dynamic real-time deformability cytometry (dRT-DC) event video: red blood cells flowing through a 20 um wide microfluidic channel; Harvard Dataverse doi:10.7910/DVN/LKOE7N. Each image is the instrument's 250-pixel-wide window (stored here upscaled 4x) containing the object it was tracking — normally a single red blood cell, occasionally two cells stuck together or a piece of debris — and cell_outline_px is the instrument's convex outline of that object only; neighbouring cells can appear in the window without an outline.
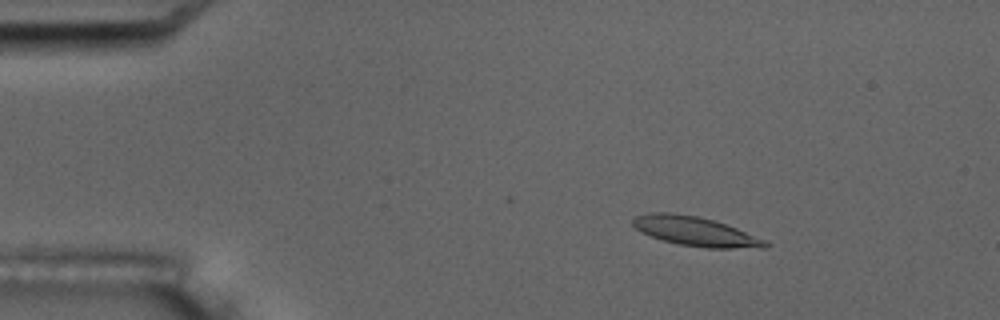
{"species": "common noctule bat (a hibernating species)", "species_latin": "Nyctalus noctula", "temperature_condition": "room temperature", "stored_images_in_passage": 6, "camera_frame_rate_fps": 3000, "um_per_image_px": 0.085, "animal": {"sex": "male", "body_mass_g": 17.5, "forearm_length_mm": 52.3}, "frame": {"image": 1, "passage_image": 3, "time_ms": 2.333, "image_size_px": [1000, 320], "cell_outline_px": [[772, 244], [768, 248], [704, 248], [680, 244], [664, 240], [652, 236], [636, 228], [632, 224], [632, 220], [636, 216], [652, 212], [668, 212], [696, 216], [712, 220], [736, 228], [764, 240]], "centroid_in_image_um": [59.13, 19.67], "position_along_channel_um": 25.9, "area_um2": 22.2}}